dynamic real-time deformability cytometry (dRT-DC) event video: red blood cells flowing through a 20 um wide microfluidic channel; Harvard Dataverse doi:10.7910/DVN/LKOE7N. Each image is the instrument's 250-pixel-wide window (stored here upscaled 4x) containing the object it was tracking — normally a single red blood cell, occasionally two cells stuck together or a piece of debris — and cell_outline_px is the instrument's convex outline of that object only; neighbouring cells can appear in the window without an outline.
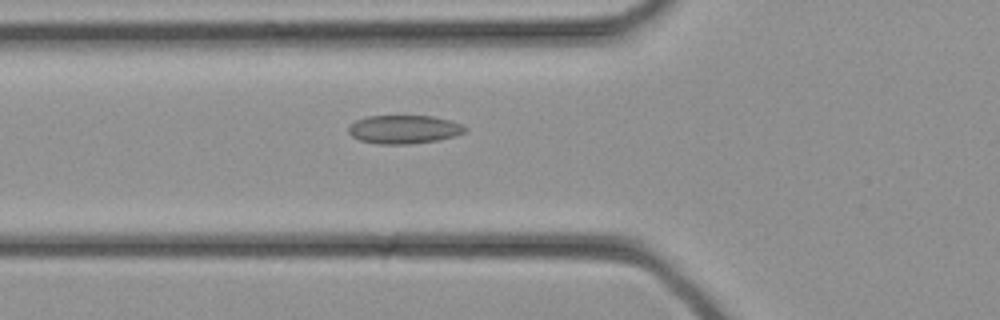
{"species": "common noctule bat (a hibernating species)", "species_latin": "Nyctalus noctula", "temperature_condition": "cold", "stored_images_in_passage": 30, "camera_frame_rate_fps": 3000, "um_per_image_px": 0.085, "animal": {"sex": "female", "body_mass_g": 21.9}, "frame": {"image": 1, "passage_image": 8, "time_ms": 2.333, "image_size_px": [1000, 320], "cell_outline_px": [[468, 132], [456, 136], [440, 140], [408, 144], [376, 144], [360, 140], [352, 136], [348, 132], [348, 124], [356, 120], [368, 116], [432, 116], [448, 120], [460, 124], [468, 128]], "centroid_in_image_um": [34.34, 11.0], "position_along_channel_um": 91.5, "area_um2": 19.54}}
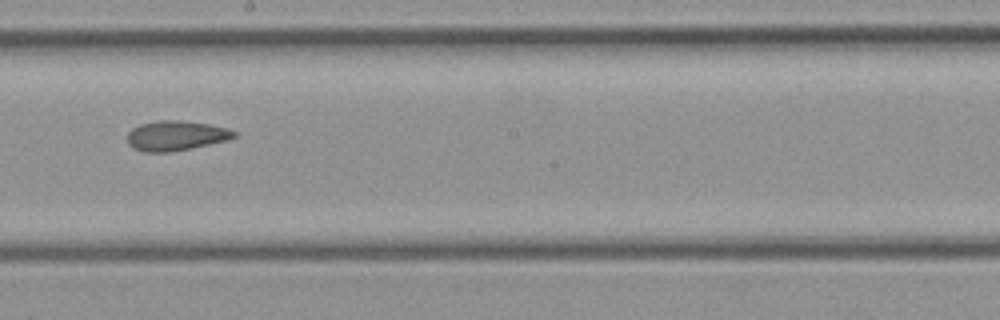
{"frame": {"image": 2, "passage_image": 15, "time_ms": 4.667, "image_size_px": [1000, 320], "cell_outline_px": [[240, 136], [228, 140], [192, 148], [172, 152], [144, 152], [132, 148], [128, 144], [128, 132], [132, 128], [140, 124], [156, 120], [180, 120], [208, 124], [228, 128], [236, 132]], "centroid_in_image_um": [14.97, 11.53], "position_along_channel_um": 233.2, "area_um2": 18.84}}
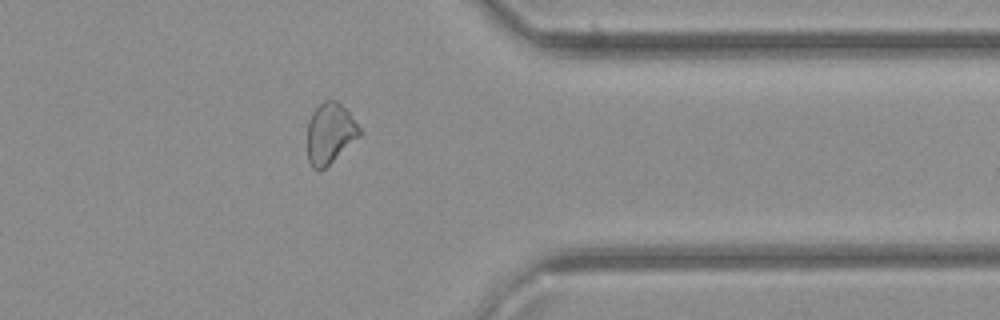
{"frame": {"image": 3, "passage_image": 23, "time_ms": 7.333, "image_size_px": [1000, 320], "cell_outline_px": [[364, 132], [360, 136], [320, 172], [312, 168], [308, 160], [308, 120], [312, 112], [324, 100], [336, 100], [348, 112]], "centroid_in_image_um": [28.05, 11.34], "position_along_channel_um": 383.4, "area_um2": 18.44}}